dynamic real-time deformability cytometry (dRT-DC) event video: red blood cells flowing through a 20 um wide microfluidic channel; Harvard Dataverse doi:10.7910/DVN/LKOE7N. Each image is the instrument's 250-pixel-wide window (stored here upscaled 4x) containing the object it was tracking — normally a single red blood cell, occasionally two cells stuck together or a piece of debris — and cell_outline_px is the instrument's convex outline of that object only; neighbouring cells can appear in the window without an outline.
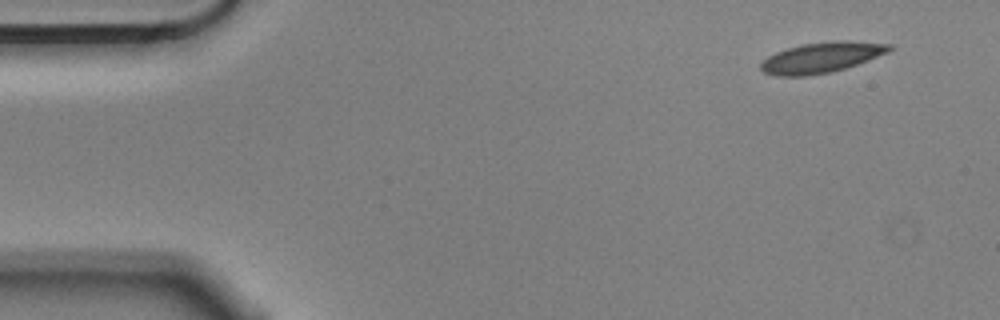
{"species": "Egyptian fruit bat (a non-hibernating species)", "species_latin": "Rousettus aegyptiacus", "temperature_condition": "cold", "stored_images_in_passage": 4, "camera_frame_rate_fps": 3000, "um_per_image_px": 0.085, "animal": {"sex": "male"}, "frame": {"image": 1, "passage_image": 1, "time_ms": 0.0, "image_size_px": [1000, 320], "cell_outline_px": [[892, 48], [888, 52], [868, 60], [832, 72], [804, 76], [776, 76], [764, 72], [760, 68], [760, 64], [768, 56], [776, 52], [788, 48], [804, 44], [832, 40], [848, 40], [892, 44]], "centroid_in_image_um": [69.83, 4.88], "position_along_channel_um": 15.2, "area_um2": 22.77}}
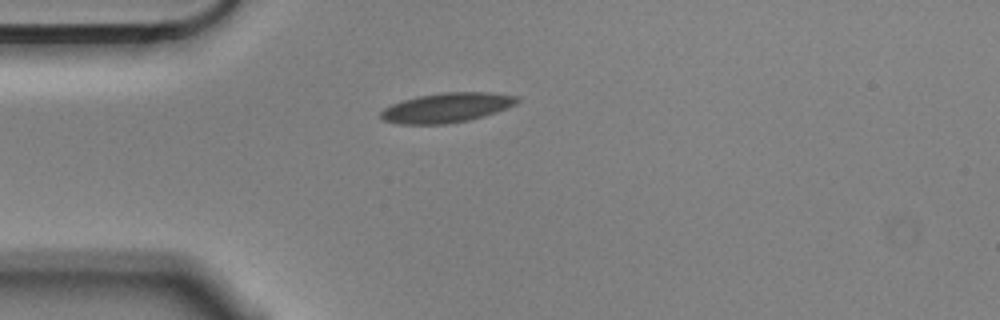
{"frame": {"image": 2, "passage_image": 4, "time_ms": 1.0, "image_size_px": [1000, 320], "cell_outline_px": [[520, 100], [516, 104], [508, 108], [484, 116], [468, 120], [444, 124], [400, 124], [384, 120], [380, 116], [380, 112], [384, 108], [392, 104], [416, 96], [440, 92], [488, 92], [516, 96]], "centroid_in_image_um": [37.98, 9.14], "position_along_channel_um": 47.0, "area_um2": 23.52}}